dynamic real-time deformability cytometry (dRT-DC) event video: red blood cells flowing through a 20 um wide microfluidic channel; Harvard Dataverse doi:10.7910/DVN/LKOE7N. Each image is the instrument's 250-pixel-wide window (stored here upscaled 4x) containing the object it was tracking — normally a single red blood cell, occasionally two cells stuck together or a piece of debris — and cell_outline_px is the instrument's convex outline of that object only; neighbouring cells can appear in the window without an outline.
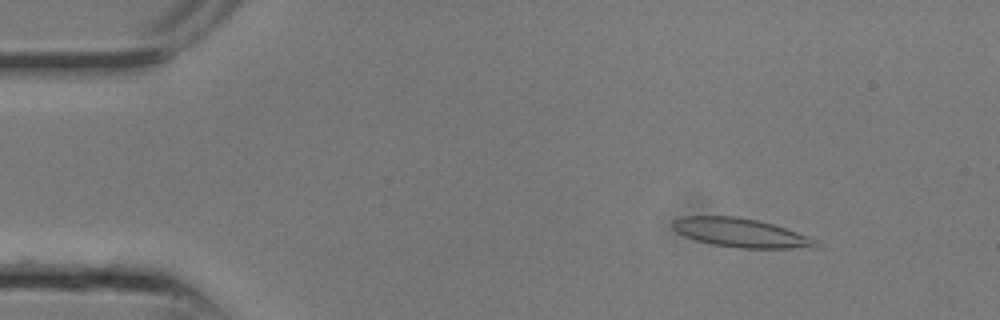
{"species": "common noctule bat (a hibernating species)", "species_latin": "Nyctalus noctula", "temperature_condition": "room temperature", "stored_images_in_passage": 8, "camera_frame_rate_fps": 3000, "um_per_image_px": 0.085, "animal": {"sex": "male", "body_mass_g": 13.3}, "frame": {"image": 1, "passage_image": 3, "time_ms": 0.667, "image_size_px": [1000, 320], "cell_outline_px": [[820, 244], [816, 248], [740, 248], [712, 244], [696, 240], [684, 236], [676, 232], [672, 228], [672, 220], [680, 216], [736, 216], [756, 220], [772, 224], [812, 236], [820, 240]], "centroid_in_image_um": [63.0, 19.79], "position_along_channel_um": 22.0, "area_um2": 24.45}}
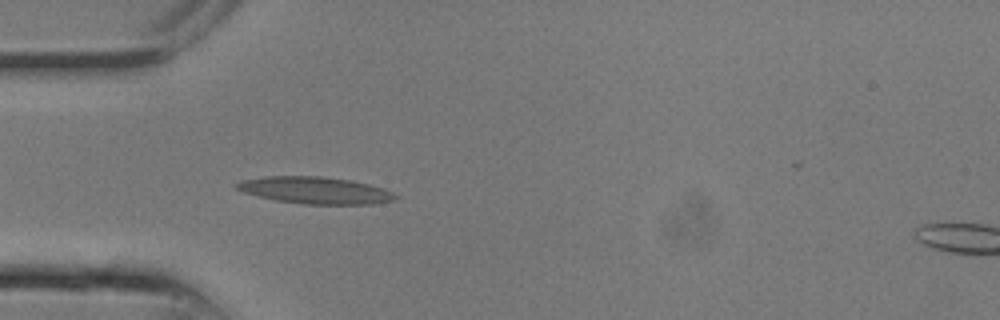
{"frame": {"image": 2, "passage_image": 7, "time_ms": 2.0, "image_size_px": [1000, 320], "cell_outline_px": [[400, 196], [396, 200], [372, 204], [304, 204], [276, 200], [244, 192], [236, 188], [236, 184], [240, 180], [264, 176], [324, 176], [352, 180], [384, 188]], "centroid_in_image_um": [26.84, 16.17], "position_along_channel_um": 58.2, "area_um2": 24.97}}